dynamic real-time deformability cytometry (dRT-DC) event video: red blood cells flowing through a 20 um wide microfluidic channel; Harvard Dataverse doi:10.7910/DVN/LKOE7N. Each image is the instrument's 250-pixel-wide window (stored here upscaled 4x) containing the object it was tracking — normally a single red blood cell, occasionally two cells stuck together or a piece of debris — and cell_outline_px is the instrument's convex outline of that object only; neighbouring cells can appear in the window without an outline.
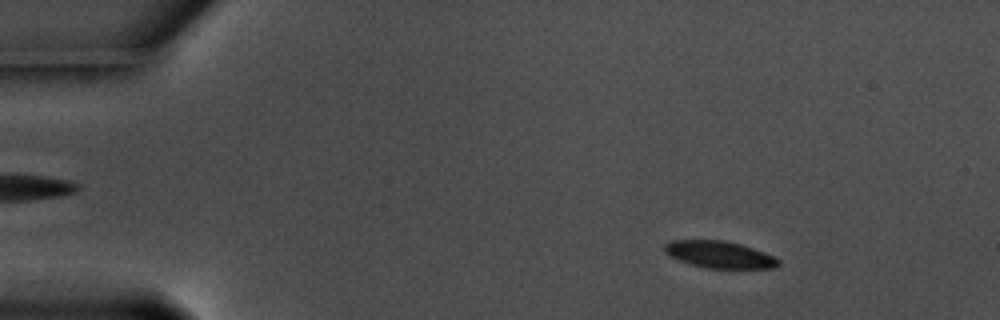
{"species": "common noctule bat (a hibernating species)", "species_latin": "Nyctalus noctula", "temperature_condition": "warm", "stored_images_in_passage": 57, "camera_frame_rate_fps": 3000, "um_per_image_px": 0.085, "animal": {"sex": "male", "body_mass_g": 17.5, "forearm_length_mm": 52.3}, "frame": {"image": 1, "passage_image": 8, "time_ms": 2.333, "image_size_px": [1000, 320], "cell_outline_px": [[780, 264], [776, 268], [708, 268], [692, 264], [680, 260], [672, 256], [664, 248], [664, 244], [672, 240], [724, 240], [740, 244], [764, 252], [780, 260]], "centroid_in_image_um": [61.2, 21.63], "position_along_channel_um": 23.8, "area_um2": 17.57}}
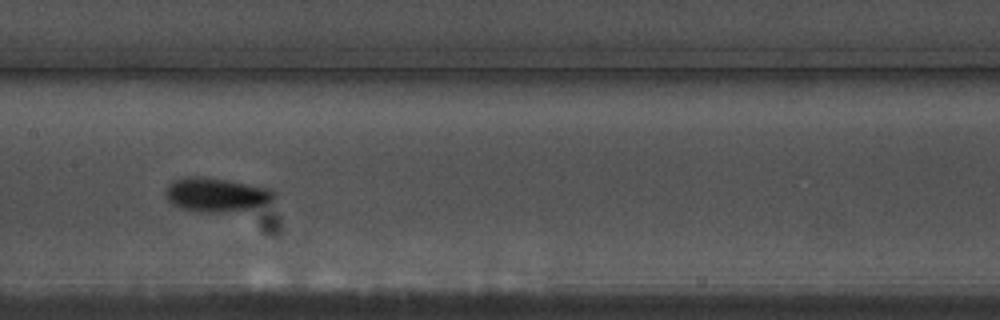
{"frame": {"image": 2, "passage_image": 29, "time_ms": 9.333, "image_size_px": [1000, 320], "cell_outline_px": [[276, 200], [248, 208], [220, 212], [212, 212], [180, 208], [168, 200], [164, 196], [164, 192], [168, 184], [172, 180], [184, 176], [200, 176], [228, 180], [272, 188], [276, 192]], "centroid_in_image_um": [18.37, 16.51], "position_along_channel_um": 189.0, "area_um2": 21.5}}
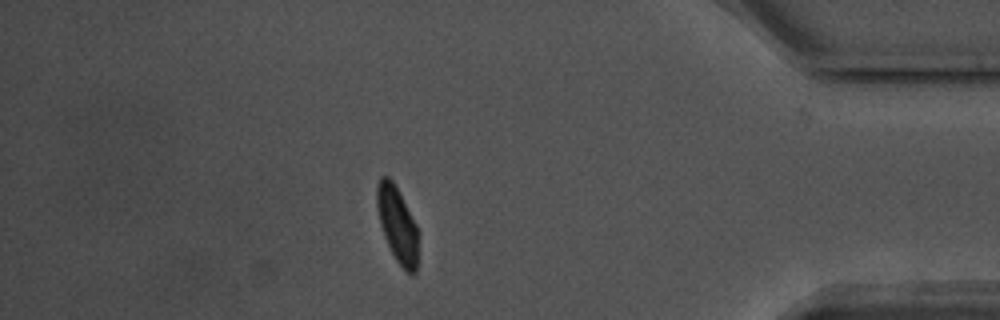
{"frame": {"image": 3, "passage_image": 50, "time_ms": 16.333, "image_size_px": [1000, 320], "cell_outline_px": [[420, 236], [416, 272], [412, 276], [396, 260], [384, 236], [380, 224], [376, 204], [376, 184], [380, 176], [388, 176], [392, 180], [416, 224], [420, 232]], "centroid_in_image_um": [33.79, 19.1], "position_along_channel_um": 401.4, "area_um2": 18.44}, "authors_computed_cell_mechanics": {"area_um2": 19.0162, "velocity_mm_per_s": 3.5544, "shape_relaxation_time_tau1_ms": 2.3091, "shape_relaxation_time_tau2_ms": 3.2515, "deformation_change_tau1": 0.1232, "deformation_change_tau2": 0.0621}}